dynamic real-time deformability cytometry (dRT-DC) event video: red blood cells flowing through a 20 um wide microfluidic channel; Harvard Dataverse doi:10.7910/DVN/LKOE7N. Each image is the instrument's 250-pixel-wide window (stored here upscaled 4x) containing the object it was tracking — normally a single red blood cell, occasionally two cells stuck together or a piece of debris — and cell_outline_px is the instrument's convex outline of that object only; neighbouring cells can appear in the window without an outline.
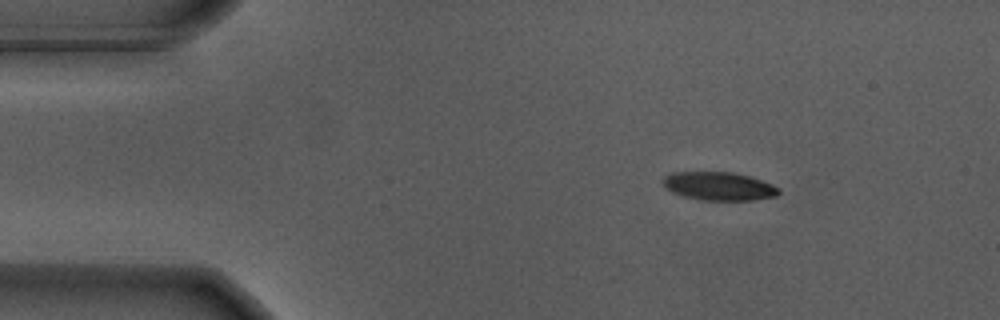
{"species": "Egyptian fruit bat (a non-hibernating species)", "species_latin": "Rousettus aegyptiacus", "temperature_condition": "warm", "stored_images_in_passage": 10, "camera_frame_rate_fps": 3000, "um_per_image_px": 0.085, "animal": {"sex": "male"}, "frame": {"image": 1, "passage_image": 1, "time_ms": 0.0, "image_size_px": [1000, 320], "cell_outline_px": [[780, 192], [776, 196], [752, 200], [704, 200], [684, 196], [672, 192], [664, 188], [664, 176], [672, 172], [732, 172], [748, 176], [772, 184], [780, 188]], "centroid_in_image_um": [61.1, 15.82], "position_along_channel_um": 23.9, "area_um2": 19.02}}